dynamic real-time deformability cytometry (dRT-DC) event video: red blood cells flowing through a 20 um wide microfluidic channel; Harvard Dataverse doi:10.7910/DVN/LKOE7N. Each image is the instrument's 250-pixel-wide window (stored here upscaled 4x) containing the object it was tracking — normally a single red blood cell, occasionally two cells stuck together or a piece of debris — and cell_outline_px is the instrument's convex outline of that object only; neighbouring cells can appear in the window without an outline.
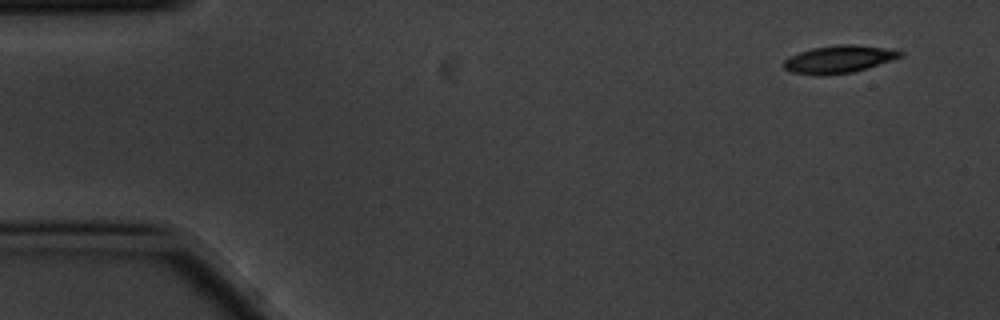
{"species": "common noctule bat (a hibernating species)", "species_latin": "Nyctalus noctula", "temperature_condition": "cold", "stored_images_in_passage": 9, "camera_frame_rate_fps": 3000, "um_per_image_px": 0.085, "animal": {"sex": "male", "body_mass_g": 20.1, "forearm_length_mm": 53.5}, "frame": {"image": 1, "passage_image": 1, "time_ms": 0.0, "image_size_px": [1000, 320], "cell_outline_px": [[904, 56], [868, 68], [852, 72], [820, 76], [816, 76], [788, 72], [784, 68], [784, 60], [788, 56], [812, 48], [836, 44], [852, 44], [884, 48], [904, 52]], "centroid_in_image_um": [71.26, 5.04], "position_along_channel_um": 13.7, "area_um2": 18.9}}
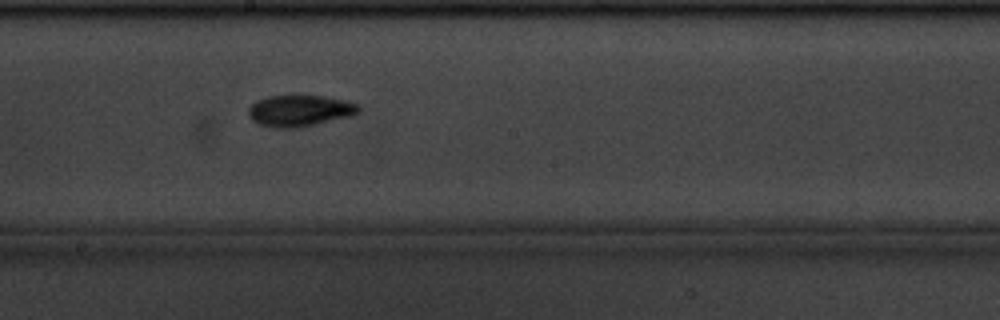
{"frame": {"image": 2, "passage_image": 9, "time_ms": 2.667, "image_size_px": [1000, 320], "cell_outline_px": [[360, 112], [352, 116], [292, 128], [276, 128], [260, 124], [252, 120], [248, 116], [248, 108], [256, 100], [268, 96], [324, 96], [344, 100], [360, 104]], "centroid_in_image_um": [25.48, 9.4], "position_along_channel_um": 222.7, "area_um2": 20.0}}